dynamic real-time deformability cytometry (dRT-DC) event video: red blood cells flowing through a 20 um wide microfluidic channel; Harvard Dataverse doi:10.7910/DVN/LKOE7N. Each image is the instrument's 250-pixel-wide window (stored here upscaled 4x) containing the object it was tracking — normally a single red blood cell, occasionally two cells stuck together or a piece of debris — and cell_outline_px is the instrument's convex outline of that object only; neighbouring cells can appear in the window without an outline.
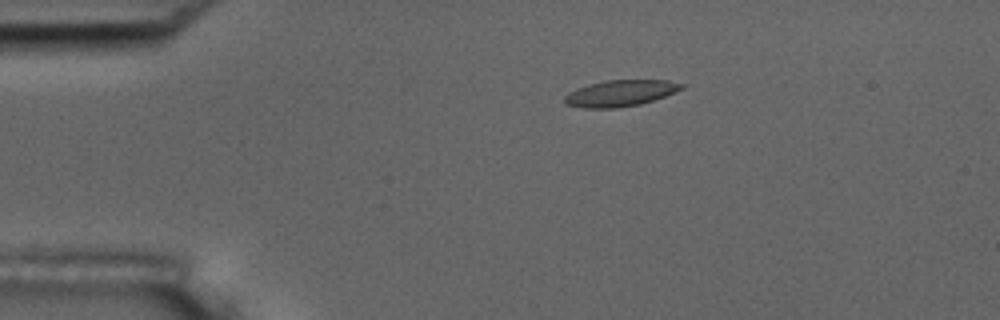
{"species": "common noctule bat (a hibernating species)", "species_latin": "Nyctalus noctula", "temperature_condition": "room temperature", "stored_images_in_passage": 5, "camera_frame_rate_fps": 3000, "um_per_image_px": 0.085, "animal": {"sex": "male", "body_mass_g": 17.5, "forearm_length_mm": 52.3}, "frame": {"image": 1, "passage_image": 1, "time_ms": 0.0, "image_size_px": [1000, 320], "cell_outline_px": [[684, 88], [664, 96], [640, 104], [616, 108], [584, 108], [564, 104], [564, 96], [568, 92], [576, 88], [588, 84], [604, 80], [668, 80], [684, 84]], "centroid_in_image_um": [52.68, 7.92], "position_along_channel_um": 32.3, "area_um2": 17.98}}
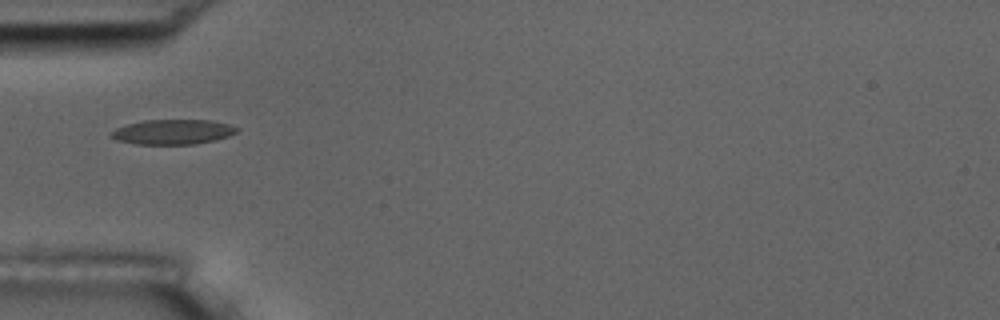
{"frame": {"image": 2, "passage_image": 3, "time_ms": 2.333, "image_size_px": [1000, 320], "cell_outline_px": [[240, 128], [236, 132], [228, 136], [216, 140], [196, 144], [136, 144], [116, 140], [108, 136], [108, 132], [116, 128], [128, 124], [144, 120], [212, 120], [228, 124]], "centroid_in_image_um": [14.66, 11.21], "position_along_channel_um": 70.3, "area_um2": 18.38}}